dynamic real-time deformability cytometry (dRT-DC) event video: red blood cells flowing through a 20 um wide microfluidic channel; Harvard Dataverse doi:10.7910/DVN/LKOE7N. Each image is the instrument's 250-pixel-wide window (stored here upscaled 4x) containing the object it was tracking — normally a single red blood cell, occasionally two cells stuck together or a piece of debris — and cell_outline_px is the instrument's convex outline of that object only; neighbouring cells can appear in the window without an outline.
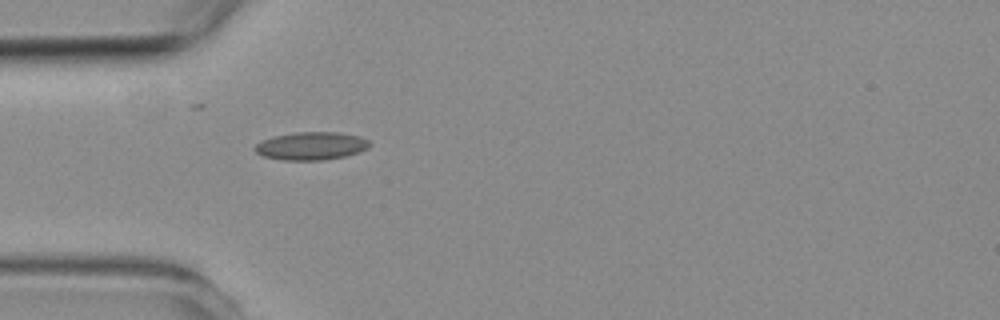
{"species": "common noctule bat (a hibernating species)", "species_latin": "Nyctalus noctula", "temperature_condition": "room temperature", "stored_images_in_passage": 3, "camera_frame_rate_fps": 3000, "um_per_image_px": 0.085, "animal": {"sex": "female", "body_mass_g": 19.3, "forearm_length_mm": 54.1}, "frame": {"image": 1, "passage_image": 3, "time_ms": 2.667, "image_size_px": [1000, 320], "cell_outline_px": [[372, 144], [368, 148], [360, 152], [344, 156], [324, 160], [284, 160], [264, 156], [256, 152], [252, 148], [256, 144], [272, 136], [296, 132], [340, 132], [360, 136], [368, 140]], "centroid_in_image_um": [26.48, 12.4], "position_along_channel_um": 58.5, "area_um2": 18.79}}